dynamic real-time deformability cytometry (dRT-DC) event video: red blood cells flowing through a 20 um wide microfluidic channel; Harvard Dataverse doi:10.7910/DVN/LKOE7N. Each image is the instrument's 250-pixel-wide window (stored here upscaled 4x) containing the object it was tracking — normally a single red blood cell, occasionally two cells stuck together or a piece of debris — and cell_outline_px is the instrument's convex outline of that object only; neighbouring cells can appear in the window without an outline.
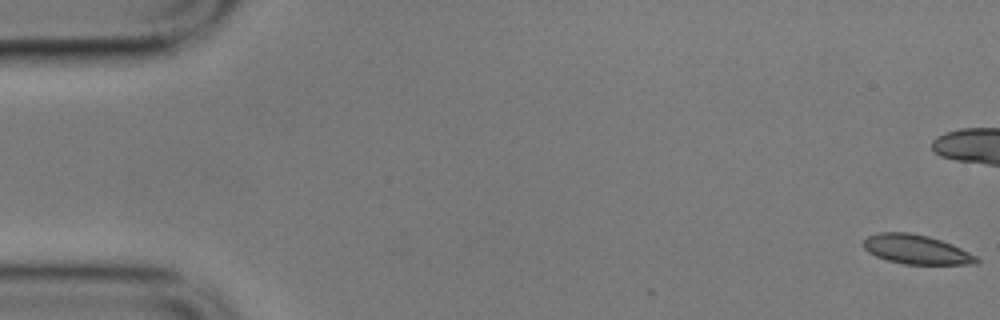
{"species": "common noctule bat (a hibernating species)", "species_latin": "Nyctalus noctula", "temperature_condition": "cold", "stored_images_in_passage": 5, "camera_frame_rate_fps": 3000, "um_per_image_px": 0.085, "animal": {"sex": "male", "body_mass_g": 17.9}, "frame": {"image": 1, "passage_image": 1, "time_ms": 0.0, "image_size_px": [1000, 320], "cell_outline_px": [[980, 260], [976, 264], [904, 264], [888, 260], [876, 256], [868, 252], [864, 248], [864, 240], [868, 236], [876, 232], [908, 232], [928, 236], [952, 244], [976, 256]], "centroid_in_image_um": [77.87, 21.2], "position_along_channel_um": 7.1, "area_um2": 19.19}}